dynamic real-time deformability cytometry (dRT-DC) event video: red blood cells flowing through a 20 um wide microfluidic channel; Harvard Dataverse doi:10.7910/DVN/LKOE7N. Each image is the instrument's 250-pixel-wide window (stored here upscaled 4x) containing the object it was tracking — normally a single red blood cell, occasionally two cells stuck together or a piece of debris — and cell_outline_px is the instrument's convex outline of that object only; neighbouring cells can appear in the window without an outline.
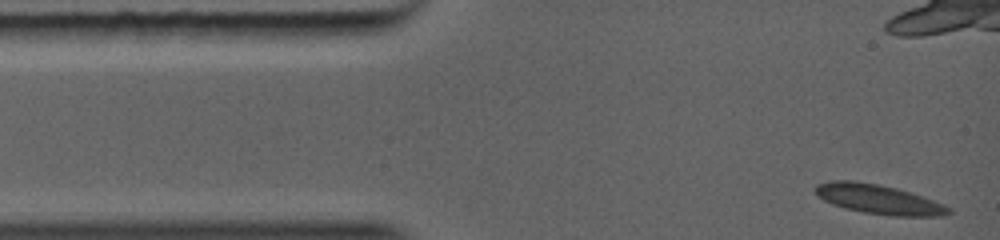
{"species": "common noctule bat (a hibernating species)", "species_latin": "Nyctalus noctula", "temperature_condition": "warm", "stored_images_in_passage": 26, "camera_frame_rate_fps": 5000, "um_per_image_px": 0.085, "animal": {"sex": "female", "body_mass_g": 19.0, "forearm_length_mm": 56.7}, "frame": {"image": 1, "passage_image": 1, "time_ms": 0.0, "image_size_px": [1000, 240], "cell_outline_px": [[952, 212], [940, 216], [892, 216], [864, 212], [844, 208], [832, 204], [824, 200], [812, 188], [816, 184], [832, 180], [856, 180], [896, 188], [912, 192], [944, 204], [952, 208]], "centroid_in_image_um": [74.69, 16.93], "position_along_channel_um": 10.3, "area_um2": 23.0}}
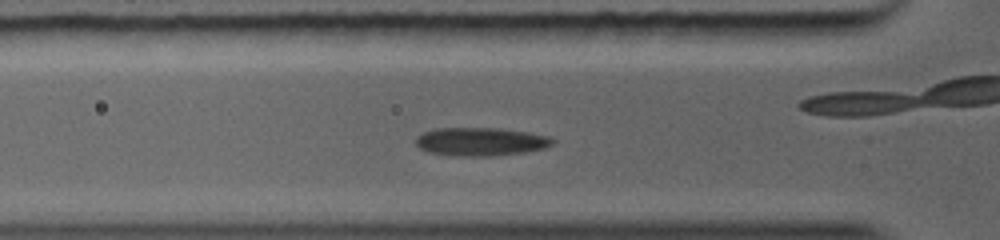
{"frame": {"image": 2, "passage_image": 8, "time_ms": 2.8, "image_size_px": [1000, 240], "cell_outline_px": [[556, 144], [548, 148], [528, 152], [496, 156], [448, 156], [428, 152], [420, 148], [416, 144], [416, 140], [420, 136], [428, 132], [444, 128], [488, 128], [520, 132], [544, 136], [556, 140]], "centroid_in_image_um": [40.91, 12.08], "position_along_channel_um": 84.9, "area_um2": 22.25}}